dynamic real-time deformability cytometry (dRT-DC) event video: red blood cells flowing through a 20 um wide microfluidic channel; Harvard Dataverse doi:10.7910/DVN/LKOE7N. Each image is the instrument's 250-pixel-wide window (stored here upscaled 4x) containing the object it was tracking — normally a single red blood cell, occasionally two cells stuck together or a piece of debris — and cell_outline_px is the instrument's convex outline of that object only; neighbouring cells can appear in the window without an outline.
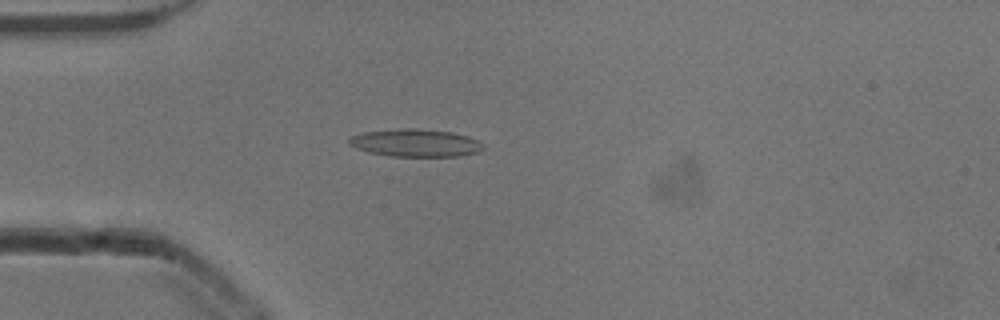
{"species": "common noctule bat (a hibernating species)", "species_latin": "Nyctalus noctula", "temperature_condition": "cold", "stored_images_in_passage": 48, "camera_frame_rate_fps": 3000, "um_per_image_px": 0.085, "animal": {"sex": "male", "body_mass_g": 13.3}, "frame": {"image": 1, "passage_image": 10, "time_ms": 3.0, "image_size_px": [1000, 320], "cell_outline_px": [[484, 148], [476, 152], [460, 156], [392, 156], [368, 152], [356, 148], [348, 144], [348, 140], [352, 136], [364, 132], [396, 128], [416, 128], [452, 132], [468, 136], [480, 140], [484, 144]], "centroid_in_image_um": [35.33, 12.14], "position_along_channel_um": 49.7, "area_um2": 21.73}}
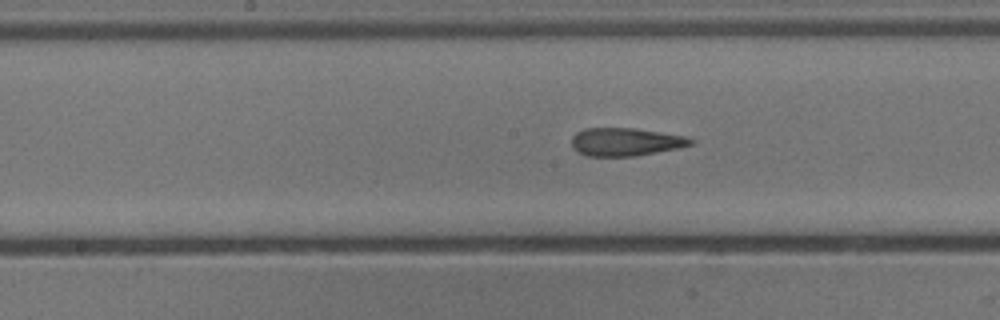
{"frame": {"image": 2, "passage_image": 22, "time_ms": 7.0, "image_size_px": [1000, 320], "cell_outline_px": [[692, 144], [676, 148], [636, 156], [584, 156], [576, 152], [572, 148], [572, 136], [576, 132], [584, 128], [632, 128], [660, 132], [684, 136], [692, 140]], "centroid_in_image_um": [53.08, 12.06], "position_along_channel_um": 195.1, "area_um2": 19.36}}
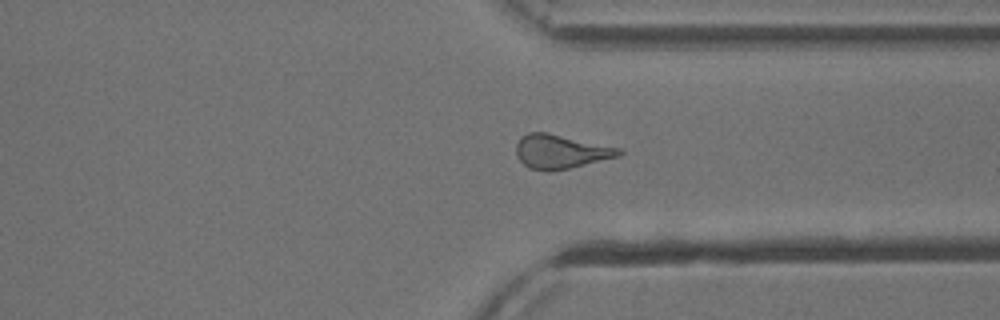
{"frame": {"image": 3, "passage_image": 35, "time_ms": 11.333, "image_size_px": [1000, 320], "cell_outline_px": [[624, 152], [620, 156], [552, 172], [548, 172], [528, 168], [516, 156], [516, 144], [520, 136], [528, 132], [544, 132], [624, 148]], "centroid_in_image_um": [47.67, 12.89], "position_along_channel_um": 363.7, "area_um2": 20.63}, "authors_computed_cell_mechanics": {"area_um2": 20.0855, "velocity_mm_per_s": 3.9182, "shape_relaxation_time_tau1_ms": null, "shape_relaxation_time_tau2_ms": 2.4996, "deformation_change_tau1": null, "deformation_change_tau2": 0.1256}}